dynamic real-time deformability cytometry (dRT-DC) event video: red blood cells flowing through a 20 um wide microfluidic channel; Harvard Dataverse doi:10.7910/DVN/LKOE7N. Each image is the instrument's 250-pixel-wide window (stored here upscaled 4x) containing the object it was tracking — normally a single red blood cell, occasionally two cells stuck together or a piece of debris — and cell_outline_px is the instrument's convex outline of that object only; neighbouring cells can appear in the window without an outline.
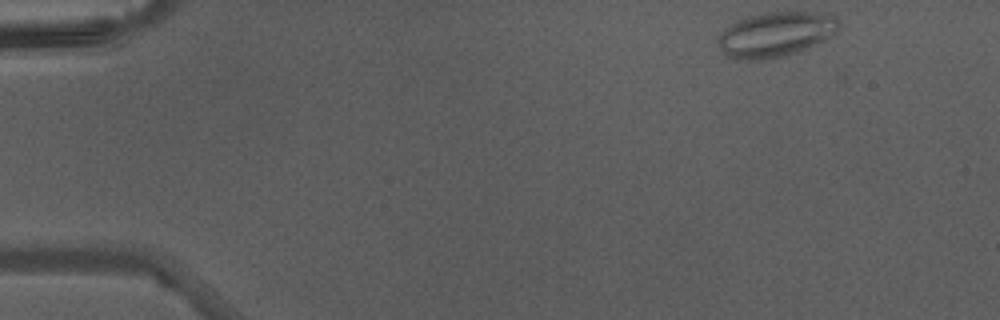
{"species": "Egyptian fruit bat (a non-hibernating species)", "species_latin": "Rousettus aegyptiacus", "temperature_condition": "warm", "stored_images_in_passage": 41, "camera_frame_rate_fps": 3000, "um_per_image_px": 0.085, "animal": {"sex": "male"}, "frame": {"image": 1, "passage_image": 1, "time_ms": 0.0, "image_size_px": [1000, 320], "cell_outline_px": [[840, 28], [836, 32], [824, 40], [800, 52], [784, 56], [764, 60], [732, 60], [720, 48], [716, 40], [736, 20], [764, 12], [832, 12], [836, 16], [840, 24]], "centroid_in_image_um": [65.99, 2.92], "position_along_channel_um": 19.0, "area_um2": 31.96}}
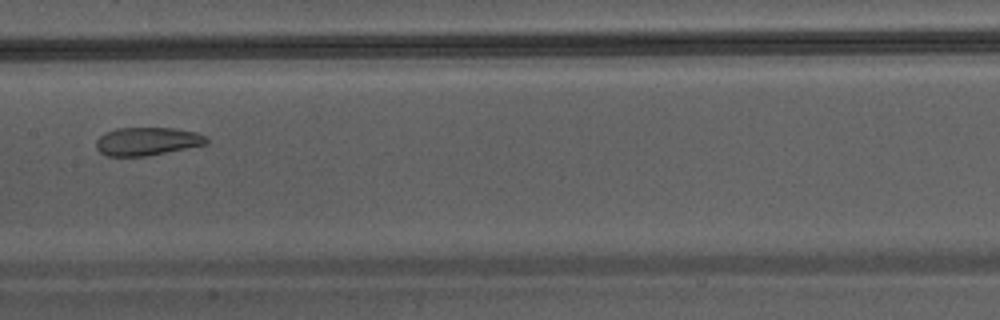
{"frame": {"image": 2, "passage_image": 20, "time_ms": 6.333, "image_size_px": [1000, 320], "cell_outline_px": [[208, 144], [148, 156], [108, 156], [100, 152], [96, 148], [96, 140], [104, 132], [116, 128], [176, 128], [196, 132], [208, 136]], "centroid_in_image_um": [12.53, 12.01], "position_along_channel_um": 194.9, "area_um2": 18.32}}
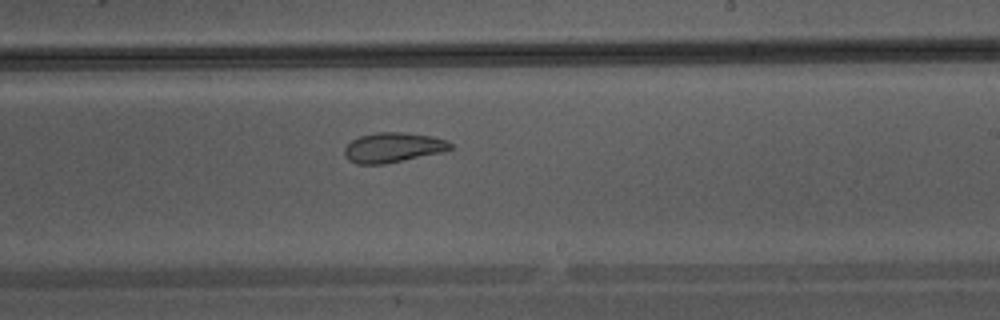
{"frame": {"image": 3, "passage_image": 24, "time_ms": 7.667, "image_size_px": [1000, 320], "cell_outline_px": [[452, 148], [444, 152], [384, 164], [356, 164], [348, 160], [344, 156], [344, 148], [352, 140], [360, 136], [376, 132], [408, 132], [432, 136], [448, 140], [452, 144]], "centroid_in_image_um": [33.42, 12.53], "position_along_channel_um": 255.6, "area_um2": 18.67}}